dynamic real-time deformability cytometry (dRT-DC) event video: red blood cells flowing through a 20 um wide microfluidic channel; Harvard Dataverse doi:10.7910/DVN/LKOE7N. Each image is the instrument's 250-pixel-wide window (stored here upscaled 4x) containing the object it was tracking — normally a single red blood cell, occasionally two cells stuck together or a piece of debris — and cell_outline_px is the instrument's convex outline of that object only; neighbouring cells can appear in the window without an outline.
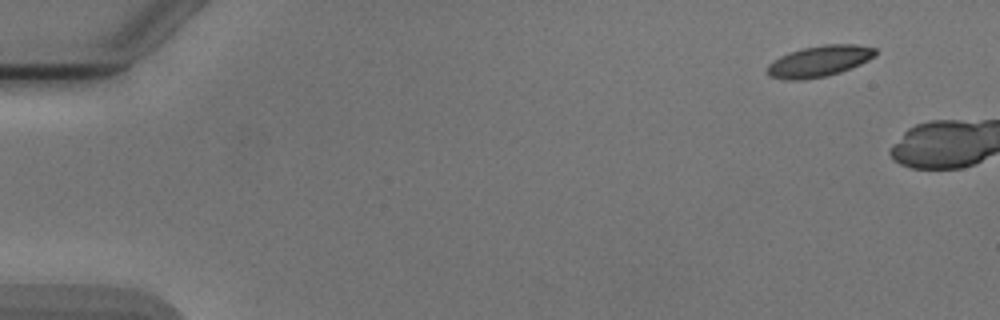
{"species": "Egyptian fruit bat (a non-hibernating species)", "species_latin": "Rousettus aegyptiacus", "temperature_condition": "cold", "stored_images_in_passage": 6, "segment_of_instrument_passage": [2, 2], "camera_frame_rate_fps": 3000, "um_per_image_px": 0.085, "animal": {"sex": "male"}, "frame": {"image": 1, "passage_image": 6, "time_ms": 6.0, "image_size_px": [1000, 320], "cell_outline_px": [[876, 56], [852, 68], [828, 76], [804, 80], [784, 80], [772, 76], [768, 72], [768, 64], [780, 56], [804, 48], [824, 44], [856, 44], [876, 48]], "centroid_in_image_um": [69.68, 5.2], "position_along_channel_um": 15.3, "area_um2": 19.54}}